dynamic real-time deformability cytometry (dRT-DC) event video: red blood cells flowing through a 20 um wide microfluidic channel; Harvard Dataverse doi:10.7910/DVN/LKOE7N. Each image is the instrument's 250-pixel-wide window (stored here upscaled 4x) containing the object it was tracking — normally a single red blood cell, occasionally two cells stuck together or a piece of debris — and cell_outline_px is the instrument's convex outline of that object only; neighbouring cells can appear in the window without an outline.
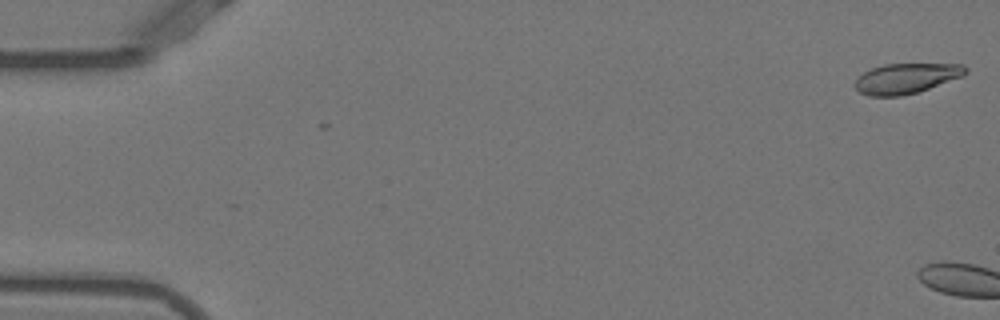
{"species": "Egyptian fruit bat (a non-hibernating species)", "species_latin": "Rousettus aegyptiacus", "temperature_condition": "warm", "stored_images_in_passage": 3, "camera_frame_rate_fps": 3000, "um_per_image_px": 0.085, "animal": {"sex": "female"}, "frame": {"image": 1, "passage_image": 1, "time_ms": 0.0, "image_size_px": [1000, 320], "cell_outline_px": [[968, 72], [964, 76], [916, 92], [900, 96], [868, 96], [860, 92], [856, 88], [856, 80], [864, 72], [872, 68], [884, 64], [964, 64], [968, 68]], "centroid_in_image_um": [77.07, 6.65], "position_along_channel_um": 7.9, "area_um2": 19.31}}